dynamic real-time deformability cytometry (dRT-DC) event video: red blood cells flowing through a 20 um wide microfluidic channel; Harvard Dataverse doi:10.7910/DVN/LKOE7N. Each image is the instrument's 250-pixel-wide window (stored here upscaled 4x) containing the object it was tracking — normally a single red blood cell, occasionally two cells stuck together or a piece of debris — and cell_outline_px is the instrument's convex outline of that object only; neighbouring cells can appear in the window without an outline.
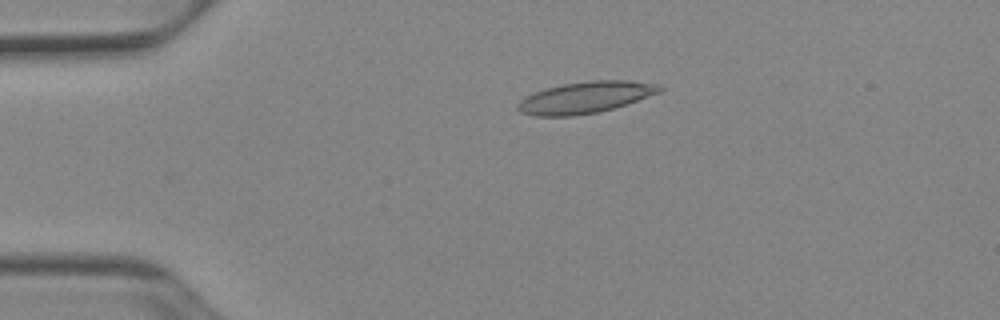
{"species": "Egyptian fruit bat (a non-hibernating species)", "species_latin": "Rousettus aegyptiacus", "temperature_condition": "cold", "stored_images_in_passage": 51, "camera_frame_rate_fps": 3000, "um_per_image_px": 0.085, "animal": {"sex": "female"}, "frame": {"image": 1, "passage_image": 11, "time_ms": 3.333, "image_size_px": [1000, 320], "cell_outline_px": [[664, 88], [660, 92], [612, 108], [596, 112], [572, 116], [532, 116], [520, 112], [516, 108], [516, 104], [520, 100], [536, 92], [548, 88], [564, 84], [588, 80], [628, 80], [660, 84]], "centroid_in_image_um": [49.74, 8.27], "position_along_channel_um": 35.3, "area_um2": 25.78}}
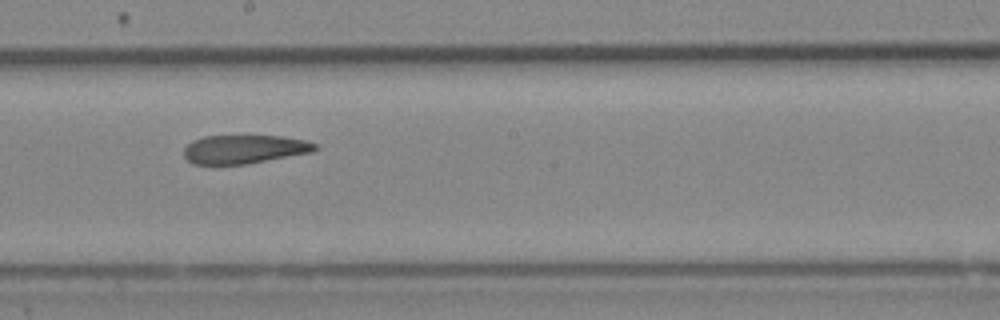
{"frame": {"image": 2, "passage_image": 29, "time_ms": 9.333, "image_size_px": [1000, 320], "cell_outline_px": [[320, 148], [312, 152], [248, 164], [192, 164], [184, 156], [184, 148], [192, 140], [204, 136], [284, 136], [304, 140], [316, 144]], "centroid_in_image_um": [20.77, 12.68], "position_along_channel_um": 227.4, "area_um2": 21.96}}
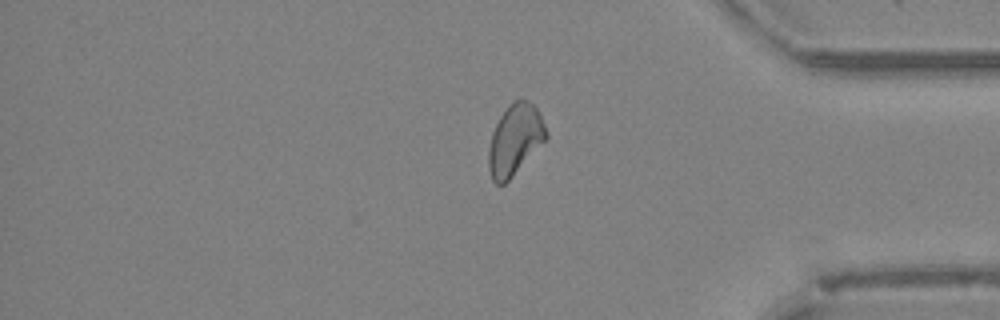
{"frame": {"image": 3, "passage_image": 43, "time_ms": 14.0, "image_size_px": [1000, 320], "cell_outline_px": [[548, 136], [512, 176], [504, 184], [496, 184], [492, 180], [488, 168], [488, 148], [492, 132], [500, 116], [508, 104], [512, 100], [528, 100], [536, 108], [548, 132]], "centroid_in_image_um": [43.73, 11.86], "position_along_channel_um": 391.5, "area_um2": 23.41}, "authors_computed_cell_mechanics": {"area_um2": 24.2182, "velocity_mm_per_s": 3.9248, "shape_relaxation_time_tau1_ms": null, "shape_relaxation_time_tau2_ms": 6.0892, "deformation_change_tau1": null, "deformation_change_tau2": 0.1452}}